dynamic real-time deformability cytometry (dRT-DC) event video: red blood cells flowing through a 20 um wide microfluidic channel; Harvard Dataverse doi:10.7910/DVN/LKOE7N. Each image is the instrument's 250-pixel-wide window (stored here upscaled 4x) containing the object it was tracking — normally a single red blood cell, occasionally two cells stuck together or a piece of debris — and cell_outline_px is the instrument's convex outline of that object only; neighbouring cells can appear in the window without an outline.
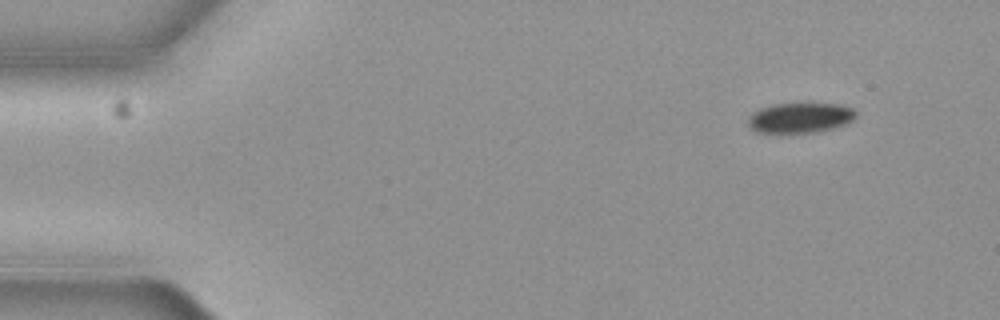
{"species": "common noctule bat (a hibernating species)", "species_latin": "Nyctalus noctula", "temperature_condition": "cold", "stored_images_in_passage": 7, "camera_frame_rate_fps": 3000, "um_per_image_px": 0.085, "animal": {"sex": "female", "body_mass_g": 19.3, "forearm_length_mm": 54.1}, "frame": {"image": 1, "passage_image": 1, "time_ms": 0.0, "image_size_px": [1000, 320], "cell_outline_px": [[856, 116], [848, 124], [816, 132], [756, 132], [748, 124], [748, 116], [752, 112], [760, 108], [772, 104], [804, 100], [808, 100], [840, 104], [852, 108], [856, 112]], "centroid_in_image_um": [68.04, 9.94], "position_along_channel_um": 17.0, "area_um2": 19.88}}
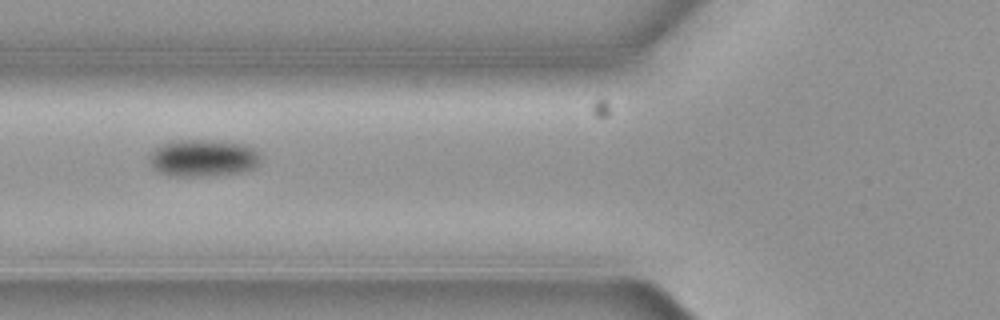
{"frame": {"image": 2, "passage_image": 5, "time_ms": 1.333, "image_size_px": [1000, 320], "cell_outline_px": [[260, 164], [256, 168], [244, 172], [208, 176], [168, 176], [152, 168], [148, 160], [152, 152], [160, 144], [172, 140], [208, 140], [244, 144], [260, 152]], "centroid_in_image_um": [17.27, 13.44], "position_along_channel_um": 108.5, "area_um2": 24.45}}
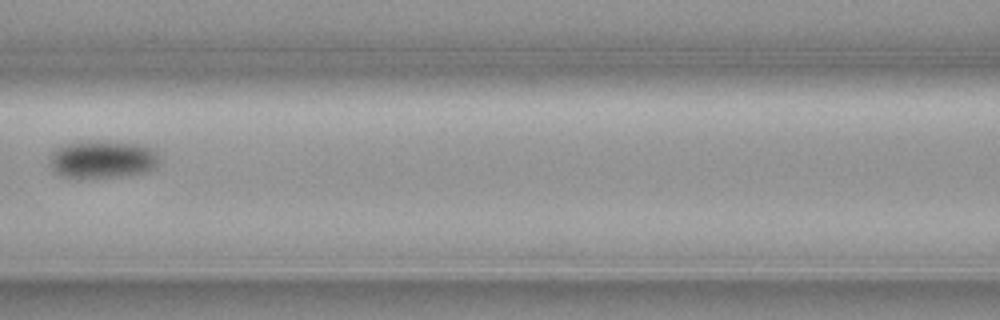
{"frame": {"image": 3, "passage_image": 6, "time_ms": 1.667, "image_size_px": [1000, 320], "cell_outline_px": [[156, 164], [152, 168], [144, 172], [120, 176], [60, 176], [52, 168], [52, 152], [56, 148], [80, 140], [112, 140], [144, 144], [152, 148], [156, 152]], "centroid_in_image_um": [8.73, 13.48], "position_along_channel_um": 157.9, "area_um2": 23.76}}